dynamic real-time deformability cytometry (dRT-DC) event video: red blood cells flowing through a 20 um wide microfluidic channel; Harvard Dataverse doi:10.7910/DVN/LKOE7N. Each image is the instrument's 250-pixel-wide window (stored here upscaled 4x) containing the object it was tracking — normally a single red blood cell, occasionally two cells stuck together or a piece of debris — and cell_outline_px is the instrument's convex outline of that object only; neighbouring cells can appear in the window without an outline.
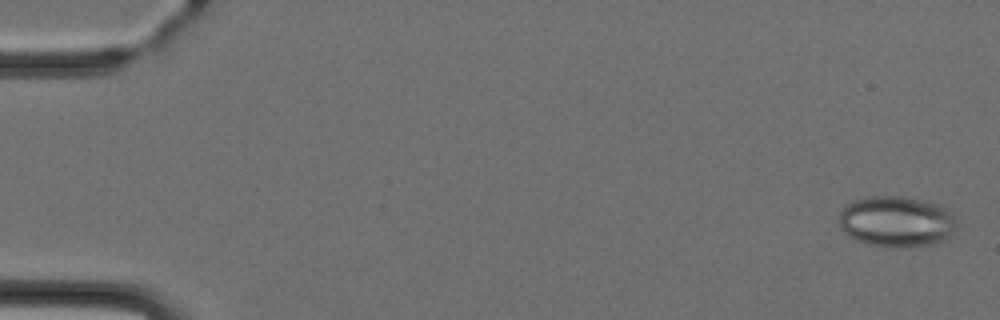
{"species": "Egyptian fruit bat (a non-hibernating species)", "species_latin": "Rousettus aegyptiacus", "temperature_condition": "cold", "stored_images_in_passage": 5, "camera_frame_rate_fps": 3000, "um_per_image_px": 0.085, "animal": {"sex": "female"}, "frame": {"image": 1, "passage_image": 1, "time_ms": 0.0, "image_size_px": [1000, 320], "cell_outline_px": [[956, 228], [944, 240], [932, 244], [888, 248], [868, 244], [856, 240], [848, 236], [840, 228], [840, 212], [852, 200], [872, 196], [900, 196], [920, 200], [936, 204], [944, 208], [956, 220]], "centroid_in_image_um": [76.16, 18.84], "position_along_channel_um": 8.8, "area_um2": 34.62}}